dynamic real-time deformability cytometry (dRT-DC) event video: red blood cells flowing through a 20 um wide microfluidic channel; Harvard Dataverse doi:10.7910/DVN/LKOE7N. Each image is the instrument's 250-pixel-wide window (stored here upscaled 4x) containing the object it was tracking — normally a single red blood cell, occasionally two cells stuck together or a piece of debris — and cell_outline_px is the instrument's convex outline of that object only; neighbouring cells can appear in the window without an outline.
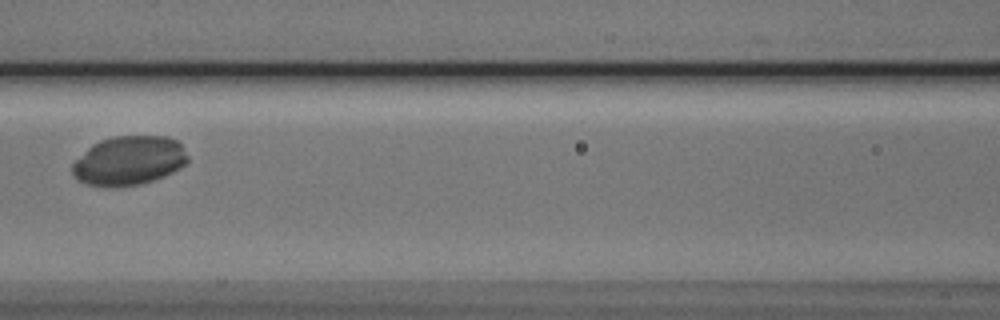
{"species": "Egyptian fruit bat (a non-hibernating species)", "species_latin": "Rousettus aegyptiacus", "temperature_condition": "cold", "stored_images_in_passage": 4, "camera_frame_rate_fps": 3000, "um_per_image_px": 0.085, "animal": {"sex": "male"}, "frame": {"image": 1, "passage_image": 4, "time_ms": 3.333, "image_size_px": [1000, 320], "cell_outline_px": [[188, 160], [180, 168], [164, 176], [140, 184], [120, 188], [104, 188], [84, 184], [76, 180], [72, 176], [72, 164], [92, 144], [100, 140], [112, 136], [168, 136], [176, 140], [180, 144], [188, 156]], "centroid_in_image_um": [10.91, 13.68], "position_along_channel_um": 155.7, "area_um2": 33.52}}